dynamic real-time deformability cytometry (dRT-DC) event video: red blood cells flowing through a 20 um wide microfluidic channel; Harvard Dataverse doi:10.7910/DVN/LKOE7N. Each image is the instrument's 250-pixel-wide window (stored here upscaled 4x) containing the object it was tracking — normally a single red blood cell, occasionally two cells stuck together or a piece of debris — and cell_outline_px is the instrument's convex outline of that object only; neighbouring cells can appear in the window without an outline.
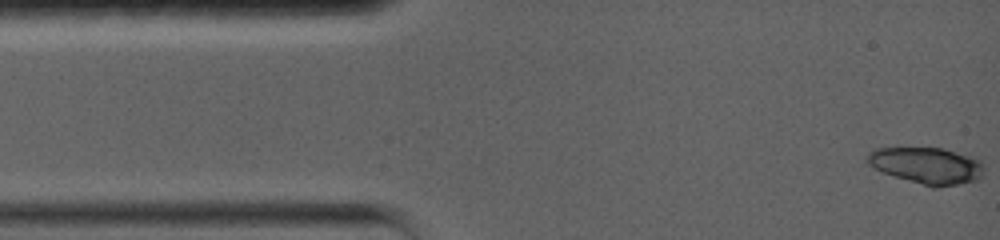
{"species": "common noctule bat (a hibernating species)", "species_latin": "Nyctalus noctula", "temperature_condition": "warm", "stored_images_in_passage": 16, "camera_frame_rate_fps": 5000, "um_per_image_px": 0.085, "animal": {"sex": "female", "body_mass_g": 19.0, "forearm_length_mm": 56.7}, "frame": {"image": 1, "passage_image": 1, "time_ms": 0.0, "image_size_px": [1000, 240], "cell_outline_px": [[980, 176], [976, 180], [936, 188], [932, 188], [884, 172], [868, 164], [864, 160], [864, 156], [868, 152], [876, 148], [944, 148], [972, 156], [980, 160]], "centroid_in_image_um": [78.71, 14.05], "position_along_channel_um": 6.3, "area_um2": 24.57}}
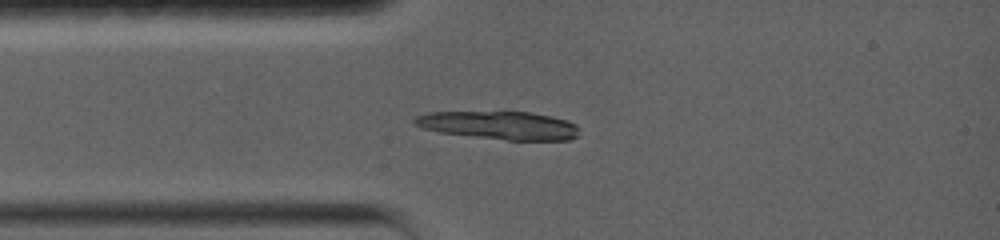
{"frame": {"image": 2, "passage_image": 16, "time_ms": 3.0, "image_size_px": [1000, 240], "cell_outline_px": [[580, 136], [568, 140], [508, 140], [440, 132], [424, 128], [416, 124], [412, 120], [416, 116], [428, 112], [528, 112], [552, 116], [568, 120], [576, 124], [580, 128]], "centroid_in_image_um": [42.53, 10.65], "position_along_channel_um": 42.5, "area_um2": 26.99}}